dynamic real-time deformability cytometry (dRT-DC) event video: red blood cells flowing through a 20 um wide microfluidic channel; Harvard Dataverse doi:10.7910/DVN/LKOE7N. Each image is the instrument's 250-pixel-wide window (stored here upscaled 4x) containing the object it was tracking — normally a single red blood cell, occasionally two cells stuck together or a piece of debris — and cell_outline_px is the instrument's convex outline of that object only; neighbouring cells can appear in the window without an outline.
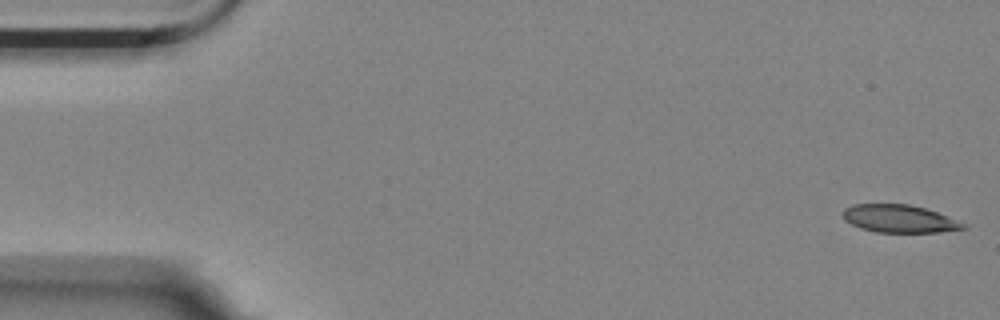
{"species": "Egyptian fruit bat (a non-hibernating species)", "species_latin": "Rousettus aegyptiacus", "temperature_condition": "room temperature", "stored_images_in_passage": 56, "camera_frame_rate_fps": 3000, "um_per_image_px": 0.085, "animal": {"sex": "female"}, "frame": {"image": 1, "passage_image": 1, "time_ms": 0.0, "image_size_px": [1000, 320], "cell_outline_px": [[968, 228], [940, 232], [876, 232], [860, 228], [844, 220], [844, 208], [852, 204], [908, 204], [924, 208], [936, 212], [968, 224]], "centroid_in_image_um": [76.46, 18.59], "position_along_channel_um": 8.5, "area_um2": 19.42}}
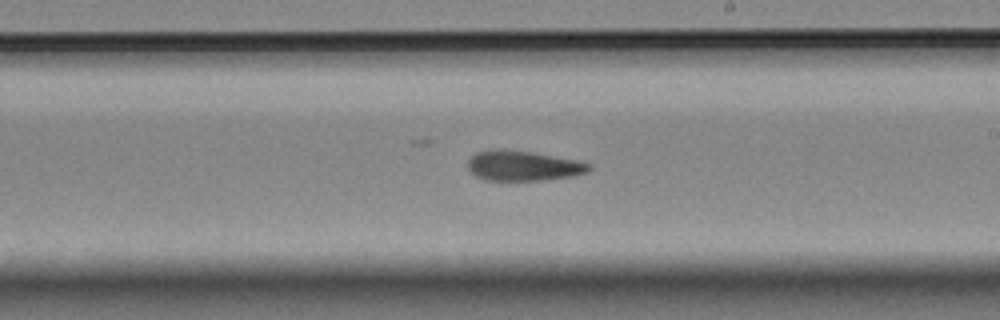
{"frame": {"image": 2, "passage_image": 32, "time_ms": 10.333, "image_size_px": [1000, 320], "cell_outline_px": [[592, 168], [588, 172], [572, 176], [544, 180], [484, 180], [476, 176], [468, 168], [468, 160], [476, 152], [488, 148], [504, 148], [532, 152], [576, 160], [592, 164]], "centroid_in_image_um": [44.45, 14.07], "position_along_channel_um": 244.6, "area_um2": 21.5}}
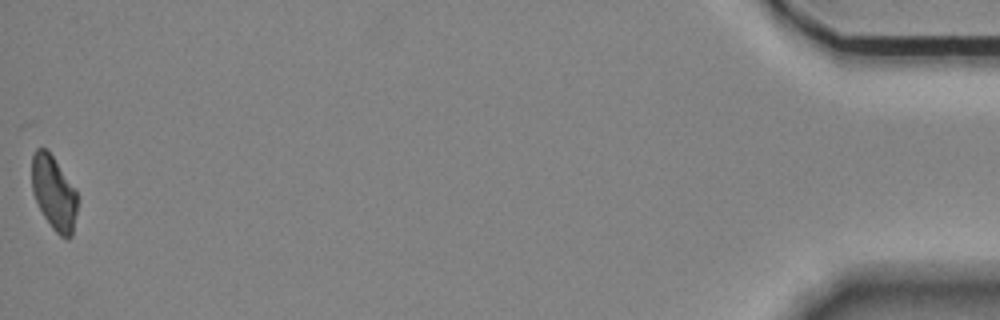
{"frame": {"image": 3, "passage_image": 56, "time_ms": 18.333, "image_size_px": [1000, 320], "cell_outline_px": [[76, 212], [72, 236], [68, 240], [60, 236], [52, 228], [44, 216], [32, 192], [32, 156], [36, 148], [44, 148], [52, 156], [76, 188]], "centroid_in_image_um": [4.58, 16.41], "position_along_channel_um": 430.6, "area_um2": 19.48}, "authors_computed_cell_mechanics": {"area_um2": 21.4727, "velocity_mm_per_s": 3.5206, "shape_relaxation_time_tau1_ms": 9.4607, "shape_relaxation_time_tau2_ms": 3.6704, "deformation_change_tau1": 0.2186, "deformation_change_tau2": 0.1151}}